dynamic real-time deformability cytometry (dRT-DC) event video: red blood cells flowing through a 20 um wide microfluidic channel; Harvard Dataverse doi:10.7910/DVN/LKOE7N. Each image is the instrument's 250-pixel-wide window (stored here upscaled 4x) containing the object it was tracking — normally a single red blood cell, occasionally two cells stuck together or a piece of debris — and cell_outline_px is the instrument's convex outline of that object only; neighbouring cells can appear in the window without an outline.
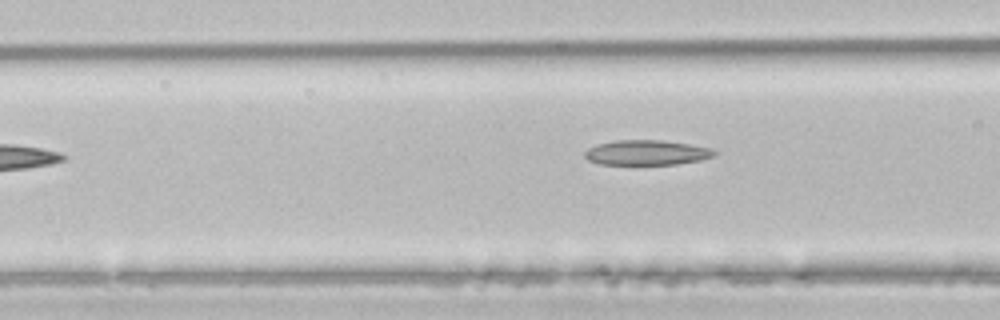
{"species": "common noctule bat (a hibernating species)", "species_latin": "Nyctalus noctula", "temperature_condition": "room temperature", "stored_images_in_passage": 4, "camera_frame_rate_fps": 3000, "um_per_image_px": 0.085, "animal": {"sex": "male", "body_mass_g": 21.5, "forearm_length_mm": 52.0}, "frame": {"image": 1, "passage_image": 3, "time_ms": 0.667, "image_size_px": [1000, 320], "cell_outline_px": [[716, 152], [712, 156], [700, 160], [676, 164], [600, 164], [588, 160], [584, 156], [584, 152], [588, 148], [596, 144], [616, 140], [660, 140], [688, 144], [712, 148]], "centroid_in_image_um": [54.92, 12.97], "position_along_channel_um": 111.7, "area_um2": 18.73}}
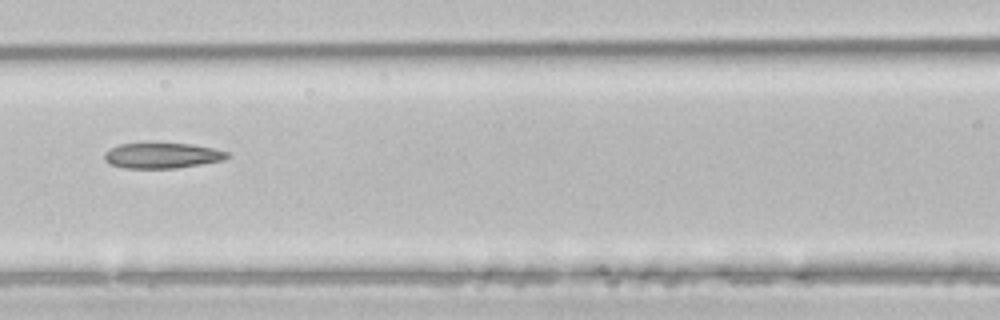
{"frame": {"image": 2, "passage_image": 4, "time_ms": 1.0, "image_size_px": [1000, 320], "cell_outline_px": [[232, 156], [224, 160], [176, 168], [124, 168], [108, 164], [104, 160], [104, 152], [120, 144], [192, 144], [212, 148], [228, 152]], "centroid_in_image_um": [13.79, 13.23], "position_along_channel_um": 152.8, "area_um2": 18.09}}